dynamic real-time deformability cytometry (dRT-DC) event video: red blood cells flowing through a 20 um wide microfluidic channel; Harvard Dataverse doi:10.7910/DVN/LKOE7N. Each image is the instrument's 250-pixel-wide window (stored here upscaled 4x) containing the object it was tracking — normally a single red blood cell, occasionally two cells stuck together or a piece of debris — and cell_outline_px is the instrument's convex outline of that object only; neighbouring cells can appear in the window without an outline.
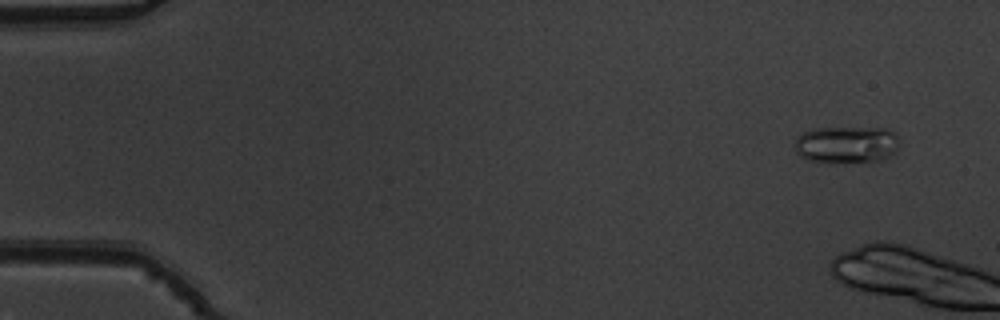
{"species": "common noctule bat (a hibernating species)", "species_latin": "Nyctalus noctula", "temperature_condition": "warm", "stored_images_in_passage": 7, "camera_frame_rate_fps": 3000, "um_per_image_px": 0.085, "animal": {"sex": "male", "body_mass_g": 19.5, "forearm_length_mm": 54.6}, "frame": {"image": 1, "passage_image": 4, "time_ms": 1.0, "image_size_px": [1000, 320], "cell_outline_px": [[900, 144], [896, 152], [884, 160], [844, 164], [828, 164], [808, 160], [800, 156], [796, 152], [796, 136], [804, 132], [816, 128], [888, 128], [896, 132], [900, 140]], "centroid_in_image_um": [72.01, 12.32], "position_along_channel_um": 13.0, "area_um2": 23.52}}